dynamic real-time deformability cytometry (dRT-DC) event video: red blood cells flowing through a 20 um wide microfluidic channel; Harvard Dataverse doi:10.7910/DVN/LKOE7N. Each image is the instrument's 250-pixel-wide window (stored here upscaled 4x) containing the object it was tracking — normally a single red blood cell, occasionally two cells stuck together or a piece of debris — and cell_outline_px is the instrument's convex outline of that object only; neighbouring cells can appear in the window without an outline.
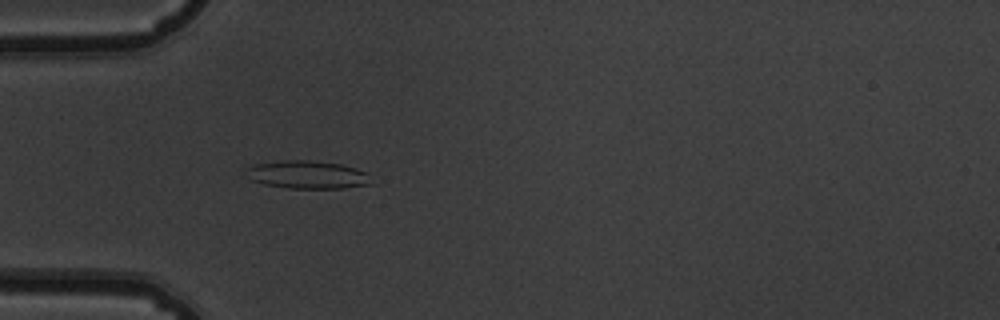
{"species": "common noctule bat (a hibernating species)", "species_latin": "Nyctalus noctula", "temperature_condition": "warm", "stored_images_in_passage": 38, "camera_frame_rate_fps": 3000, "um_per_image_px": 0.085, "animal": {"sex": "male", "body_mass_g": 19.5, "forearm_length_mm": 54.6}, "frame": {"image": 1, "passage_image": 1, "time_ms": 0.0, "image_size_px": [1000, 320], "cell_outline_px": [[372, 184], [344, 188], [288, 188], [264, 184], [252, 180], [244, 176], [248, 168], [252, 164], [284, 160], [308, 160], [340, 164], [356, 168], [368, 172]], "centroid_in_image_um": [26.12, 14.85], "position_along_channel_um": 58.9, "area_um2": 20.52}}
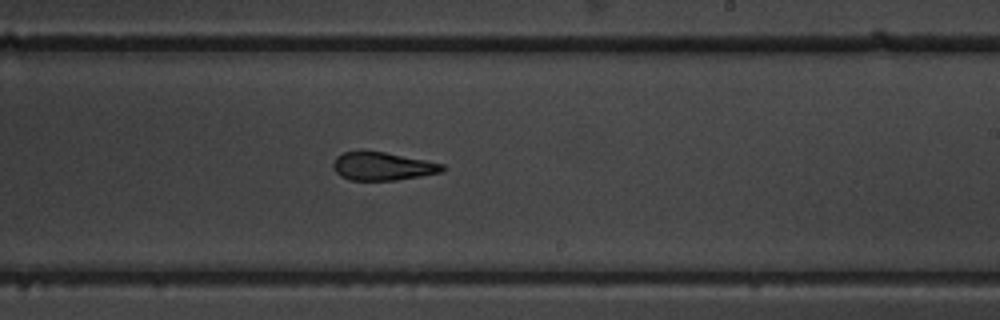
{"frame": {"image": 2, "passage_image": 17, "time_ms": 5.333, "image_size_px": [1000, 320], "cell_outline_px": [[444, 172], [396, 180], [348, 180], [340, 176], [332, 168], [332, 164], [336, 156], [344, 152], [360, 148], [384, 152], [444, 164]], "centroid_in_image_um": [32.44, 14.11], "position_along_channel_um": 256.6, "area_um2": 18.32}}
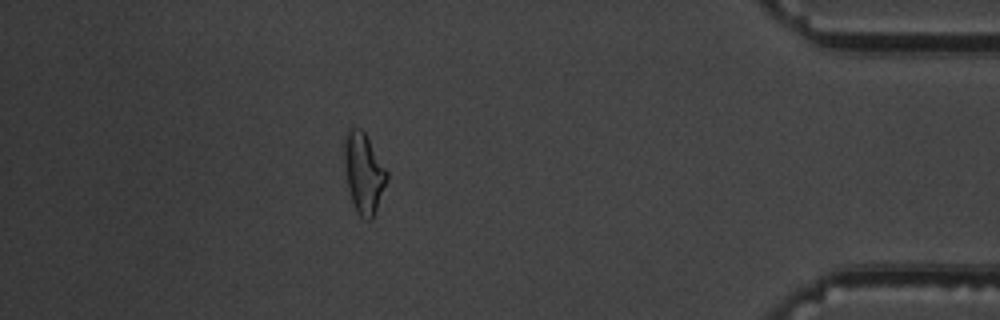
{"frame": {"image": 3, "passage_image": 32, "time_ms": 10.333, "image_size_px": [1000, 320], "cell_outline_px": [[388, 180], [372, 220], [364, 220], [356, 212], [352, 200], [348, 184], [344, 164], [344, 136], [348, 128], [360, 128], [364, 132], [388, 172]], "centroid_in_image_um": [30.92, 14.71], "position_along_channel_um": 404.3, "area_um2": 19.83}, "authors_computed_cell_mechanics": {"area_um2": 18.5827, "velocity_mm_per_s": 3.7957, "shape_relaxation_time_tau1_ms": null, "shape_relaxation_time_tau2_ms": 2.92, "deformation_change_tau1": null, "deformation_change_tau2": 0.1249}}